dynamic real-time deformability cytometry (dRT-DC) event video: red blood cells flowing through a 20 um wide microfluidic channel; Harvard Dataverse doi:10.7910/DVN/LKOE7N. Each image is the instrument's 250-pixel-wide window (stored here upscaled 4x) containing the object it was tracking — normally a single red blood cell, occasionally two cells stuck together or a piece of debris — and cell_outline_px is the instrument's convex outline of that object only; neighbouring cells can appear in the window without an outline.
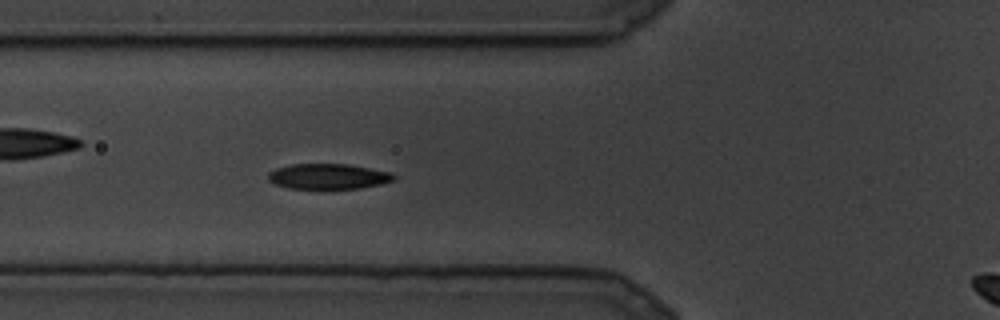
{"species": "common noctule bat (a hibernating species)", "species_latin": "Nyctalus noctula", "temperature_condition": "cold", "stored_images_in_passage": 13, "camera_frame_rate_fps": 3000, "um_per_image_px": 0.085, "animal": {"sex": "male", "body_mass_g": 19.5, "forearm_length_mm": 54.6}, "frame": {"image": 1, "passage_image": 11, "time_ms": 3.333, "image_size_px": [1000, 320], "cell_outline_px": [[396, 176], [392, 180], [380, 184], [360, 188], [324, 192], [288, 188], [276, 184], [268, 180], [268, 172], [276, 168], [292, 164], [348, 164], [392, 172]], "centroid_in_image_um": [27.87, 15.04], "position_along_channel_um": 97.9, "area_um2": 19.48}}
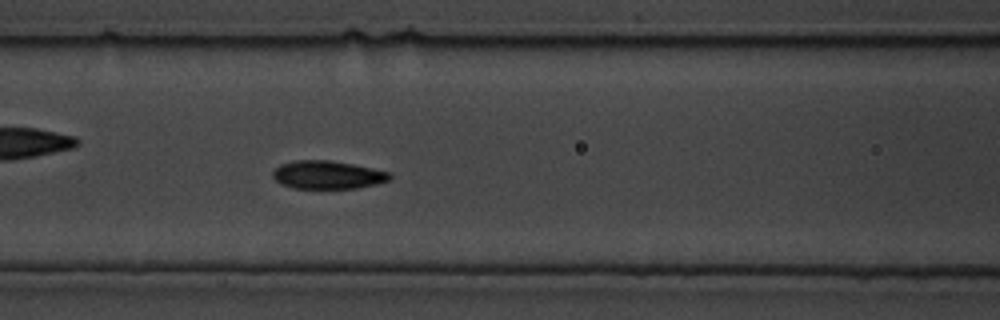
{"frame": {"image": 2, "passage_image": 13, "time_ms": 4.0, "image_size_px": [1000, 320], "cell_outline_px": [[392, 176], [388, 180], [376, 184], [356, 188], [292, 188], [280, 184], [272, 176], [272, 172], [280, 164], [296, 160], [328, 160], [352, 164], [392, 172]], "centroid_in_image_um": [27.84, 14.86], "position_along_channel_um": 138.8, "area_um2": 19.19}}